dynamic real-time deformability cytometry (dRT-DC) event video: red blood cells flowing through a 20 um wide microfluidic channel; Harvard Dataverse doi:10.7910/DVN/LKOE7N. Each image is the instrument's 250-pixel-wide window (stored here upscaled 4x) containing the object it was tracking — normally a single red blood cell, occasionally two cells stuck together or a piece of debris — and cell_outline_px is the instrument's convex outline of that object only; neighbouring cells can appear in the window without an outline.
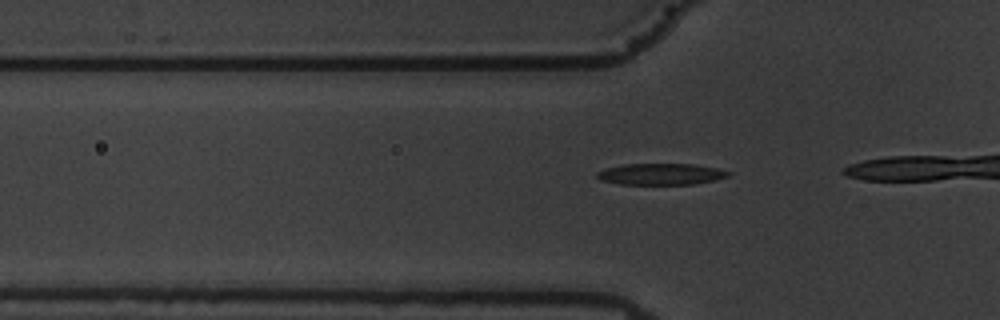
{"species": "common noctule bat (a hibernating species)", "species_latin": "Nyctalus noctula", "temperature_condition": "warm", "stored_images_in_passage": 8, "camera_frame_rate_fps": 3000, "um_per_image_px": 0.085, "animal": {"sex": "male", "body_mass_g": 19.5, "forearm_length_mm": 54.6}, "frame": {"image": 1, "passage_image": 5, "time_ms": 1.333, "image_size_px": [1000, 320], "cell_outline_px": [[732, 172], [728, 176], [712, 180], [692, 184], [620, 184], [600, 180], [596, 176], [596, 172], [604, 168], [624, 164], [692, 164], [716, 168]], "centroid_in_image_um": [56.11, 14.79], "position_along_channel_um": 69.7, "area_um2": 16.24}}